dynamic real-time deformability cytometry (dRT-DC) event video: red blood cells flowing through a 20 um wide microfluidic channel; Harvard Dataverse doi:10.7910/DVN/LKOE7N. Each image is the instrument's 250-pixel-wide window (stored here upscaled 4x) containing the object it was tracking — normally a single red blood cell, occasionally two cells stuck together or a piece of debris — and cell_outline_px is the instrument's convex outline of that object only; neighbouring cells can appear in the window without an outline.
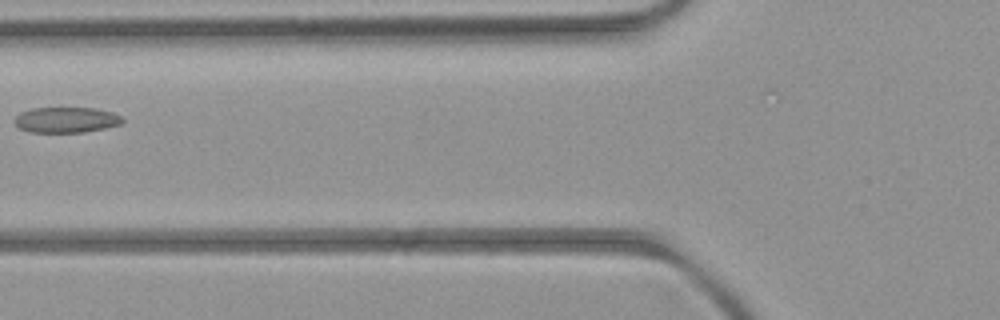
{"species": "common noctule bat (a hibernating species)", "species_latin": "Nyctalus noctula", "temperature_condition": "room temperature", "stored_images_in_passage": 6, "camera_frame_rate_fps": 3000, "um_per_image_px": 0.085, "animal": {"sex": "female", "body_mass_g": 21.9}, "frame": {"image": 1, "passage_image": 5, "time_ms": 4.667, "image_size_px": [1000, 320], "cell_outline_px": [[124, 120], [120, 124], [104, 128], [84, 132], [28, 132], [20, 128], [12, 120], [20, 112], [32, 108], [96, 108], [112, 112], [120, 116]], "centroid_in_image_um": [5.59, 10.18], "position_along_channel_um": 120.2, "area_um2": 16.07}}
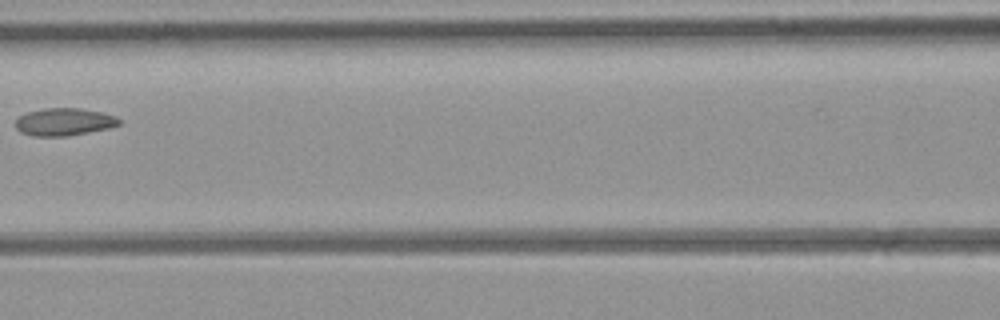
{"frame": {"image": 2, "passage_image": 6, "time_ms": 5.667, "image_size_px": [1000, 320], "cell_outline_px": [[120, 124], [108, 128], [68, 136], [32, 136], [20, 132], [16, 128], [16, 120], [20, 116], [28, 112], [44, 108], [80, 108], [104, 112], [116, 116], [120, 120]], "centroid_in_image_um": [5.46, 10.35], "position_along_channel_um": 161.1, "area_um2": 16.65}}